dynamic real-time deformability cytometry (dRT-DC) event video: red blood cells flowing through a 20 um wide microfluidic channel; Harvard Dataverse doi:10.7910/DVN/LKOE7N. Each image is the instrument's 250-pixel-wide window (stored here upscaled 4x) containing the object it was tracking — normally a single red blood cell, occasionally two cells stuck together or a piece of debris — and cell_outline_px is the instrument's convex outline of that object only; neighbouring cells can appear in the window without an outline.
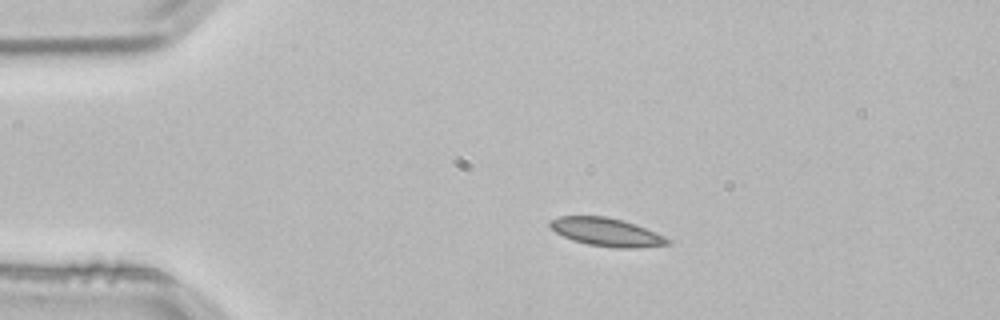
{"species": "common noctule bat (a hibernating species)", "species_latin": "Nyctalus noctula", "temperature_condition": "room temperature", "stored_images_in_passage": 44, "camera_frame_rate_fps": 3000, "um_per_image_px": 0.085, "animal": {"sex": "male", "body_mass_g": 21.5, "forearm_length_mm": 52.0}, "frame": {"image": 1, "passage_image": 1, "time_ms": 0.0, "image_size_px": [1000, 320], "cell_outline_px": [[672, 244], [636, 248], [616, 248], [588, 244], [572, 240], [556, 232], [548, 224], [548, 220], [560, 216], [608, 216], [624, 220], [636, 224], [664, 236], [672, 240]], "centroid_in_image_um": [51.58, 19.72], "position_along_channel_um": 33.4, "area_um2": 19.48}}
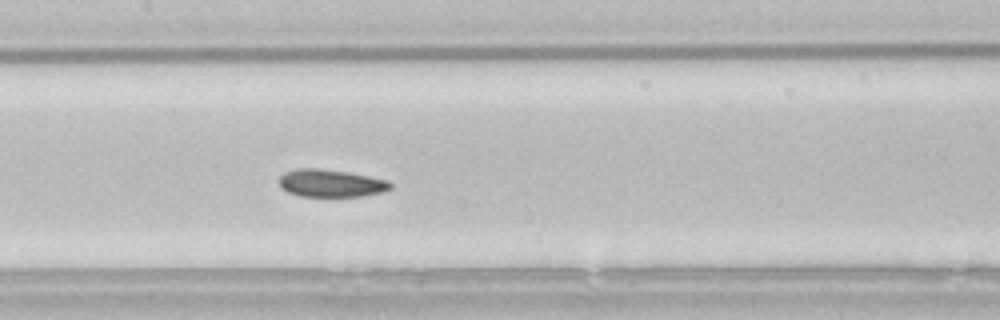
{"frame": {"image": 2, "passage_image": 16, "time_ms": 5.0, "image_size_px": [1000, 320], "cell_outline_px": [[392, 188], [380, 192], [360, 196], [300, 196], [288, 192], [280, 184], [280, 176], [284, 172], [296, 168], [320, 168], [348, 172], [388, 180], [392, 184]], "centroid_in_image_um": [28.12, 15.56], "position_along_channel_um": 179.3, "area_um2": 17.74}}
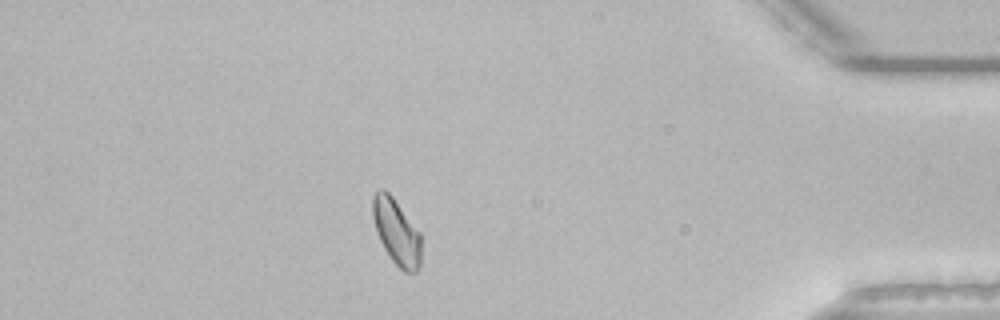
{"frame": {"image": 3, "passage_image": 37, "time_ms": 12.0, "image_size_px": [1000, 320], "cell_outline_px": [[420, 264], [416, 272], [404, 272], [392, 260], [384, 248], [376, 232], [372, 216], [372, 196], [380, 188], [384, 188], [392, 196], [420, 232]], "centroid_in_image_um": [33.68, 19.68], "position_along_channel_um": 401.5, "area_um2": 18.5}, "authors_computed_cell_mechanics": {"area_um2": 18.4093, "velocity_mm_per_s": 3.7961, "shape_relaxation_time_tau1_ms": 8.5299, "shape_relaxation_time_tau2_ms": 2.9358, "deformation_change_tau1": 0.136, "deformation_change_tau2": 0.0583}}